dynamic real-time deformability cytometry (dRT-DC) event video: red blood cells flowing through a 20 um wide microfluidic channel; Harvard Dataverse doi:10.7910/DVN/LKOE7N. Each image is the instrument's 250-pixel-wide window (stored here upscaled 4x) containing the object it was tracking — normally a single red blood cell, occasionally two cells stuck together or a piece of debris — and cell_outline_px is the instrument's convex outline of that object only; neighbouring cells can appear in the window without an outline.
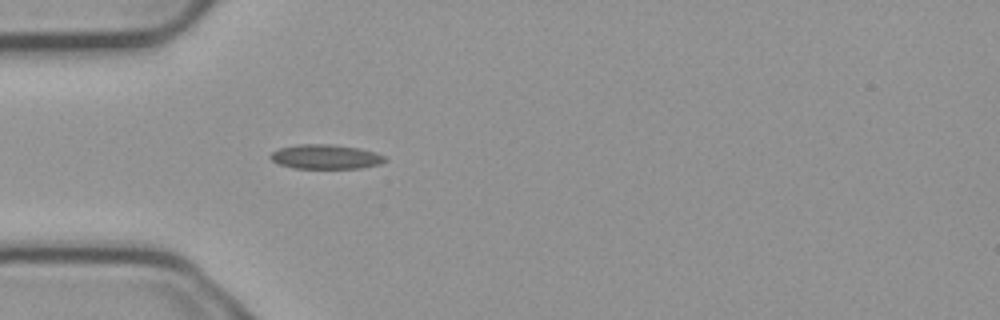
{"species": "common noctule bat (a hibernating species)", "species_latin": "Nyctalus noctula", "temperature_condition": "cold", "stored_images_in_passage": 4, "camera_frame_rate_fps": 3000, "um_per_image_px": 0.085, "animal": {"sex": "male", "body_mass_g": 23.1, "forearm_length_mm": 52.7}, "frame": {"image": 1, "passage_image": 4, "time_ms": 1.0, "image_size_px": [1000, 320], "cell_outline_px": [[388, 160], [380, 164], [360, 168], [292, 168], [280, 164], [272, 160], [268, 156], [272, 152], [280, 148], [296, 144], [332, 144], [360, 148], [376, 152], [384, 156]], "centroid_in_image_um": [27.69, 13.32], "position_along_channel_um": 57.3, "area_um2": 16.42}}